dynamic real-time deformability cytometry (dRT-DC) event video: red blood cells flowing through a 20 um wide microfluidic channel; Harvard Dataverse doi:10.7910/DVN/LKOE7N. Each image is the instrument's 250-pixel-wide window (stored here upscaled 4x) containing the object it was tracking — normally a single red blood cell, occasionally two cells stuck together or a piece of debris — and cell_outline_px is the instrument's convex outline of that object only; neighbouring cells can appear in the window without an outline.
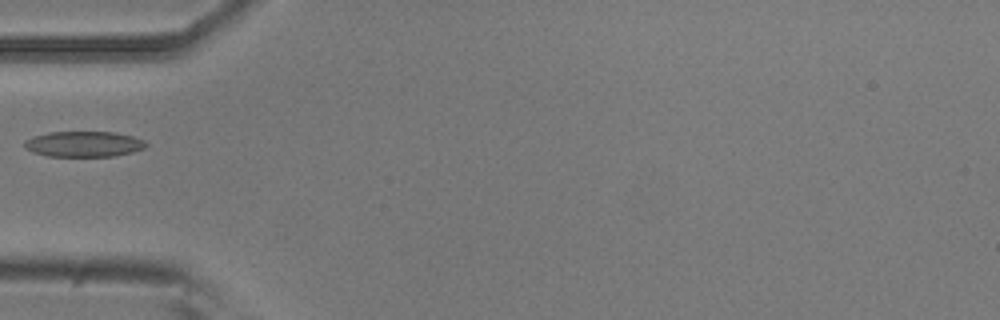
{"species": "common noctule bat (a hibernating species)", "species_latin": "Nyctalus noctula", "temperature_condition": "room temperature", "stored_images_in_passage": 37, "camera_frame_rate_fps": 3000, "um_per_image_px": 0.085, "animal": {"sex": "male", "body_mass_g": 20.5, "forearm_length_mm": 52.5}, "frame": {"image": 1, "passage_image": 1, "time_ms": 0.0, "image_size_px": [1000, 320], "cell_outline_px": [[148, 144], [144, 148], [132, 152], [116, 156], [48, 156], [32, 152], [24, 148], [24, 140], [32, 136], [48, 132], [112, 132], [132, 136], [144, 140]], "centroid_in_image_um": [7.09, 12.24], "position_along_channel_um": 77.9, "area_um2": 18.21}}
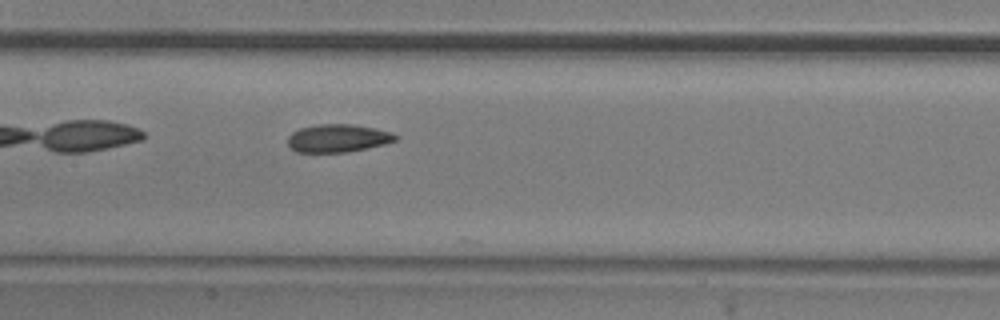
{"frame": {"image": 2, "passage_image": 9, "time_ms": 2.667, "image_size_px": [1000, 320], "cell_outline_px": [[396, 140], [384, 144], [344, 152], [296, 152], [288, 144], [288, 136], [292, 132], [300, 128], [320, 124], [352, 124], [376, 128], [392, 132], [396, 136]], "centroid_in_image_um": [28.7, 11.74], "position_along_channel_um": 178.7, "area_um2": 17.34}}
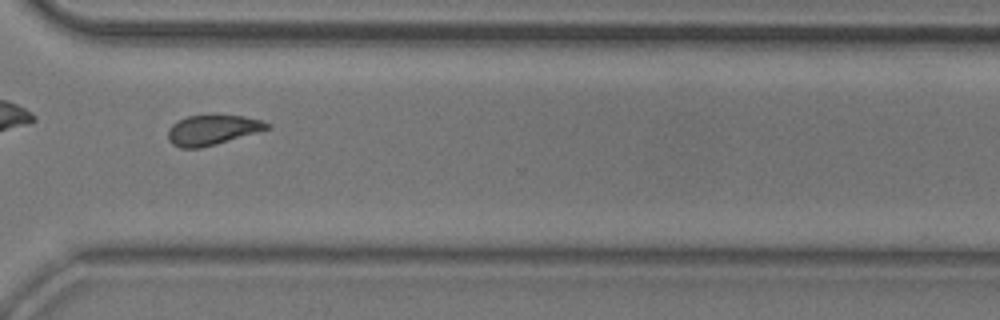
{"frame": {"image": 3, "passage_image": 23, "time_ms": 7.333, "image_size_px": [1000, 320], "cell_outline_px": [[272, 128], [216, 144], [200, 148], [180, 148], [172, 144], [168, 140], [168, 128], [172, 124], [188, 116], [244, 116], [260, 120], [268, 124]], "centroid_in_image_um": [18.03, 11.06], "position_along_channel_um": 352.6, "area_um2": 17.05}}